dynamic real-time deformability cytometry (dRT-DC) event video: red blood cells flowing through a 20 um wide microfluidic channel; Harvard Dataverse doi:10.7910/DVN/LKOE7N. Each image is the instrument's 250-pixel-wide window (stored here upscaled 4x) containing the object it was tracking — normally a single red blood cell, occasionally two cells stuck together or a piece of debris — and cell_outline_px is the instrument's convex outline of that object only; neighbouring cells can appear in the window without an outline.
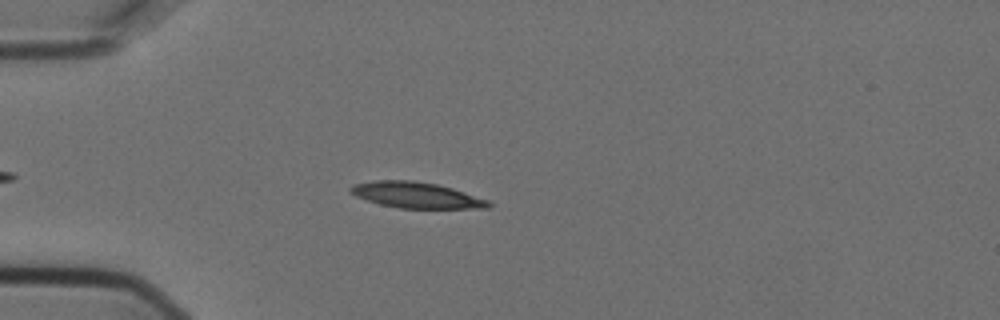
{"species": "Egyptian fruit bat (a non-hibernating species)", "species_latin": "Rousettus aegyptiacus", "temperature_condition": "cold", "stored_images_in_passage": 3, "camera_frame_rate_fps": 3000, "um_per_image_px": 0.085, "animal": {"sex": "female"}, "frame": {"image": 1, "passage_image": 3, "time_ms": 0.667, "image_size_px": [1000, 320], "cell_outline_px": [[492, 204], [488, 208], [400, 208], [380, 204], [356, 196], [348, 192], [348, 188], [352, 184], [376, 180], [412, 180], [436, 184], [452, 188], [488, 200]], "centroid_in_image_um": [35.34, 16.57], "position_along_channel_um": 49.7, "area_um2": 20.75}}